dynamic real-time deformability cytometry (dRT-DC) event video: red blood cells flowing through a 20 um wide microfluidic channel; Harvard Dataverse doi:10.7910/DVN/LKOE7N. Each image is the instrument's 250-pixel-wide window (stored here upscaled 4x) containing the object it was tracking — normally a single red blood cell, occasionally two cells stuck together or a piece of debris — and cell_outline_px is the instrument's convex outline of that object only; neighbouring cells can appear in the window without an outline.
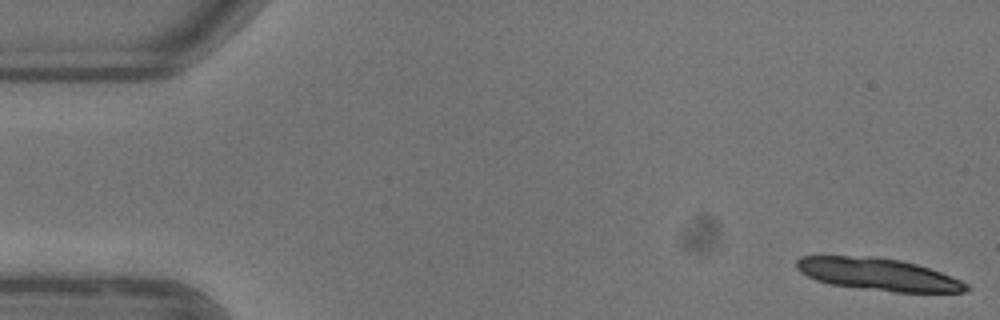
{"species": "common noctule bat (a hibernating species)", "species_latin": "Nyctalus noctula", "temperature_condition": "warm", "stored_images_in_passage": 14, "segment_of_instrument_passage": [1, 2], "camera_frame_rate_fps": 3000, "um_per_image_px": 0.085, "animal": {"sex": "female"}, "frame": {"image": 1, "passage_image": 1, "time_ms": 0.0, "image_size_px": [1000, 320], "cell_outline_px": [[972, 288], [964, 292], [896, 292], [828, 284], [816, 280], [800, 272], [796, 268], [796, 260], [800, 256], [872, 256], [900, 260], [916, 264], [940, 272], [960, 280], [968, 284]], "centroid_in_image_um": [74.63, 23.32], "position_along_channel_um": 10.4, "area_um2": 31.85}}